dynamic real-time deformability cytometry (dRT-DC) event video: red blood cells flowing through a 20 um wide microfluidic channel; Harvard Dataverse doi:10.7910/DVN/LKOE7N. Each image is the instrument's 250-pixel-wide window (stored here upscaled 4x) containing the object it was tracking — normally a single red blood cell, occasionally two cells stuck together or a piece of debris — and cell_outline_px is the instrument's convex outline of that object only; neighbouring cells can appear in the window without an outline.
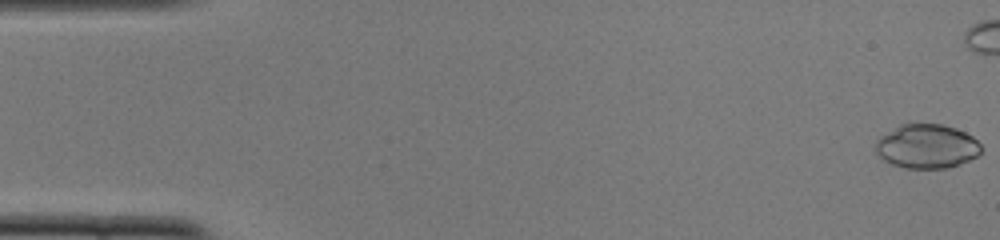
{"species": "common noctule bat (a hibernating species)", "species_latin": "Nyctalus noctula", "temperature_condition": "cold", "stored_images_in_passage": 41, "camera_frame_rate_fps": 3000, "um_per_image_px": 0.085, "animal": {"sex": "female", "body_mass_g": 22.0, "forearm_length_mm": 56.7}, "frame": {"image": 1, "passage_image": 1, "time_ms": 0.0, "image_size_px": [1000, 240], "cell_outline_px": [[980, 152], [976, 156], [968, 160], [944, 168], [904, 168], [892, 164], [884, 160], [876, 152], [876, 140], [880, 136], [900, 124], [908, 120], [940, 124], [956, 128], [972, 136], [980, 144]], "centroid_in_image_um": [78.72, 12.38], "position_along_channel_um": 6.3, "area_um2": 27.4}}
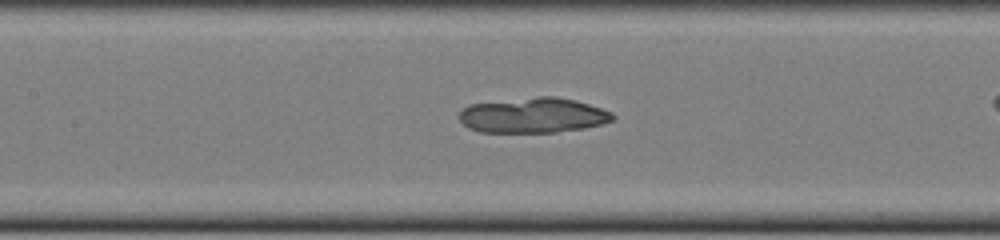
{"frame": {"image": 2, "passage_image": 24, "time_ms": 7.667, "image_size_px": [1000, 240], "cell_outline_px": [[616, 116], [612, 120], [600, 124], [584, 128], [556, 132], [480, 132], [468, 128], [460, 120], [460, 112], [468, 104], [536, 96], [556, 96], [576, 100], [612, 112]], "centroid_in_image_um": [45.31, 9.79], "position_along_channel_um": 162.1, "area_um2": 31.5}}
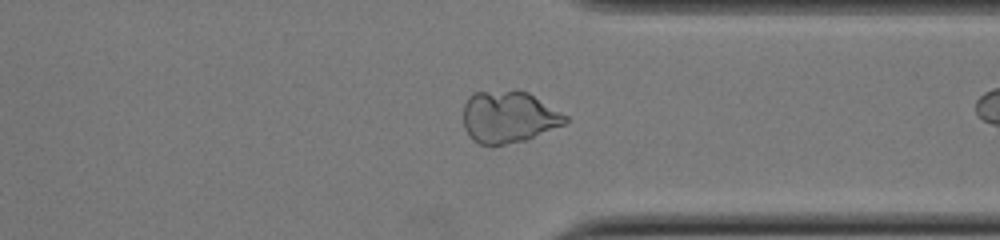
{"frame": {"image": 3, "passage_image": 40, "time_ms": 13.0, "image_size_px": [1000, 240], "cell_outline_px": [[568, 124], [528, 140], [492, 148], [480, 144], [472, 140], [464, 128], [464, 104], [468, 96], [472, 92], [528, 92], [568, 116]], "centroid_in_image_um": [43.25, 10.01], "position_along_channel_um": 368.1, "area_um2": 31.33}}